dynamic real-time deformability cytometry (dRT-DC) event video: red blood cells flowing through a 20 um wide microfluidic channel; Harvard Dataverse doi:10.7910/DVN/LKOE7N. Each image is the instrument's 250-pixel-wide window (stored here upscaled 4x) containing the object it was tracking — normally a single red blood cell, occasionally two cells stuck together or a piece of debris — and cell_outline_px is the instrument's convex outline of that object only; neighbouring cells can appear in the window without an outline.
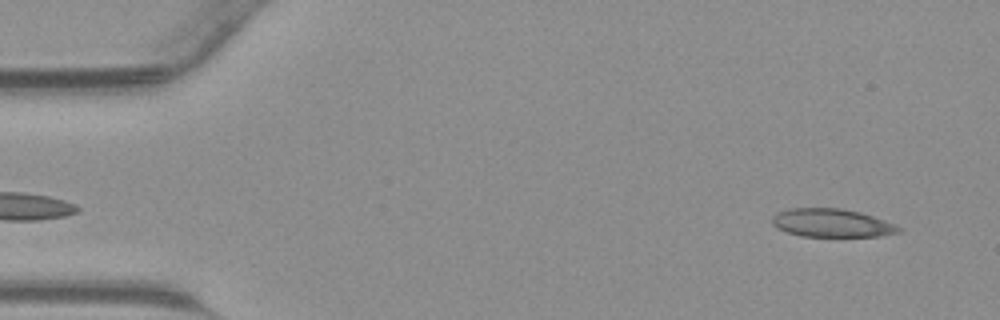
{"species": "common noctule bat (a hibernating species)", "species_latin": "Nyctalus noctula", "temperature_condition": "warm", "stored_images_in_passage": 42, "camera_frame_rate_fps": 3000, "um_per_image_px": 0.085, "animal": {"sex": "male", "body_mass_g": 23.1, "forearm_length_mm": 52.7}, "frame": {"image": 1, "passage_image": 2, "time_ms": 0.333, "image_size_px": [1000, 320], "cell_outline_px": [[900, 232], [880, 236], [800, 236], [776, 228], [772, 224], [772, 216], [776, 212], [788, 208], [840, 208], [860, 212], [884, 220], [900, 228]], "centroid_in_image_um": [70.63, 18.94], "position_along_channel_um": 14.4, "area_um2": 20.75}}
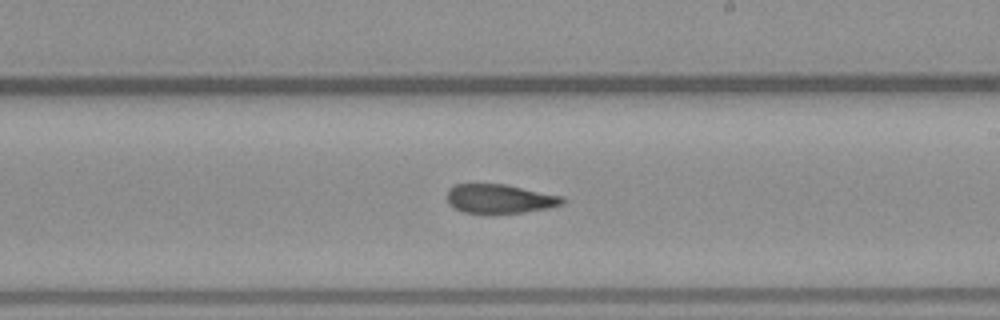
{"frame": {"image": 2, "passage_image": 24, "time_ms": 7.667, "image_size_px": [1000, 320], "cell_outline_px": [[568, 200], [564, 204], [548, 208], [520, 212], [464, 212], [448, 204], [448, 188], [456, 184], [504, 184], [564, 196]], "centroid_in_image_um": [42.53, 16.87], "position_along_channel_um": 246.5, "area_um2": 19.31}}
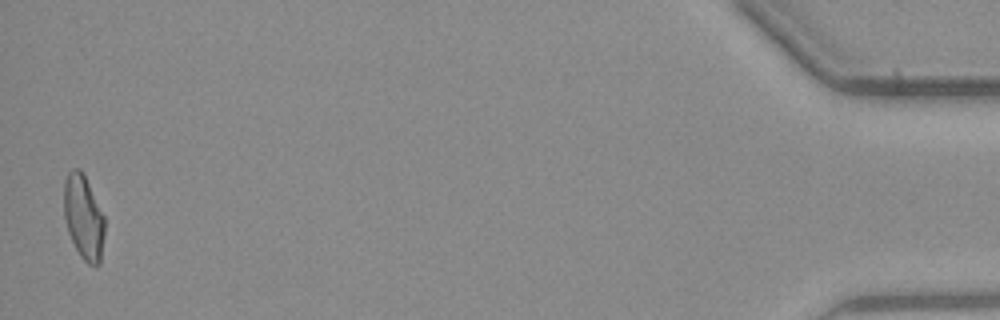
{"frame": {"image": 3, "passage_image": 42, "time_ms": 13.667, "image_size_px": [1000, 320], "cell_outline_px": [[104, 236], [100, 264], [96, 268], [88, 264], [80, 256], [68, 232], [64, 216], [64, 180], [68, 172], [72, 168], [80, 168], [84, 172], [104, 216]], "centroid_in_image_um": [7.11, 18.45], "position_along_channel_um": 428.1, "area_um2": 20.29}}